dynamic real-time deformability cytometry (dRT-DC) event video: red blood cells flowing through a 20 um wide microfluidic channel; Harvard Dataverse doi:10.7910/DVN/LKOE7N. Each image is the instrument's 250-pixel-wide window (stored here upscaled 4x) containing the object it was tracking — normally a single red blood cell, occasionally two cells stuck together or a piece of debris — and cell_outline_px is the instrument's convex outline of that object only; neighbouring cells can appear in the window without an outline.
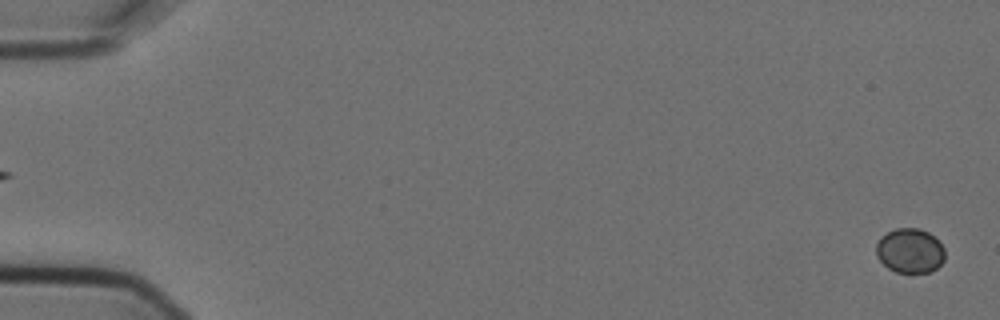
{"species": "Egyptian fruit bat (a non-hibernating species)", "species_latin": "Rousettus aegyptiacus", "temperature_condition": "cold", "stored_images_in_passage": 3, "segment_of_instrument_passage": [2, 2], "camera_frame_rate_fps": 3000, "um_per_image_px": 0.085, "animal": {"sex": "female"}, "frame": {"image": 1, "passage_image": 3, "time_ms": 0.667, "image_size_px": [1000, 320], "cell_outline_px": [[944, 260], [936, 268], [928, 272], [896, 272], [888, 268], [876, 256], [876, 244], [880, 236], [896, 228], [920, 228], [928, 232], [944, 248]], "centroid_in_image_um": [77.32, 21.3], "position_along_channel_um": 7.7, "area_um2": 17.74}}